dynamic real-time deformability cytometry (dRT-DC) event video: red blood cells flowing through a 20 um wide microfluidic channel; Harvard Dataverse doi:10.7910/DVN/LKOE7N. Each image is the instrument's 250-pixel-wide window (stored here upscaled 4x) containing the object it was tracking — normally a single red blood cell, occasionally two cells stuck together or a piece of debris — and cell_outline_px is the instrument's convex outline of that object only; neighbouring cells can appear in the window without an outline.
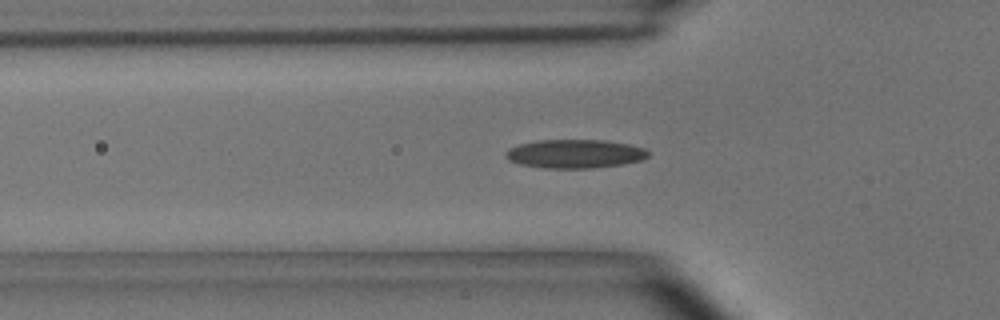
{"species": "common noctule bat (a hibernating species)", "species_latin": "Nyctalus noctula", "temperature_condition": "room temperature", "stored_images_in_passage": 40, "camera_frame_rate_fps": 3000, "um_per_image_px": 0.085, "animal": {"sex": "male", "body_mass_g": 15.6}, "frame": {"image": 1, "passage_image": 12, "time_ms": 3.667, "image_size_px": [1000, 320], "cell_outline_px": [[648, 156], [640, 160], [620, 164], [592, 168], [548, 168], [520, 164], [508, 160], [504, 156], [504, 152], [508, 148], [520, 144], [536, 140], [608, 140], [628, 144], [644, 148], [648, 152]], "centroid_in_image_um": [48.81, 13.06], "position_along_channel_um": 77.0, "area_um2": 23.76}, "authors_computed_cell_mechanics": {"area_um2": 22.1952, "velocity_mm_per_s": 3.6641, "shape_relaxation_time_tau1_ms": 8.1992, "shape_relaxation_time_tau2_ms": 6.331, "deformation_change_tau1": 0.193, "deformation_change_tau2": 0.1603}}